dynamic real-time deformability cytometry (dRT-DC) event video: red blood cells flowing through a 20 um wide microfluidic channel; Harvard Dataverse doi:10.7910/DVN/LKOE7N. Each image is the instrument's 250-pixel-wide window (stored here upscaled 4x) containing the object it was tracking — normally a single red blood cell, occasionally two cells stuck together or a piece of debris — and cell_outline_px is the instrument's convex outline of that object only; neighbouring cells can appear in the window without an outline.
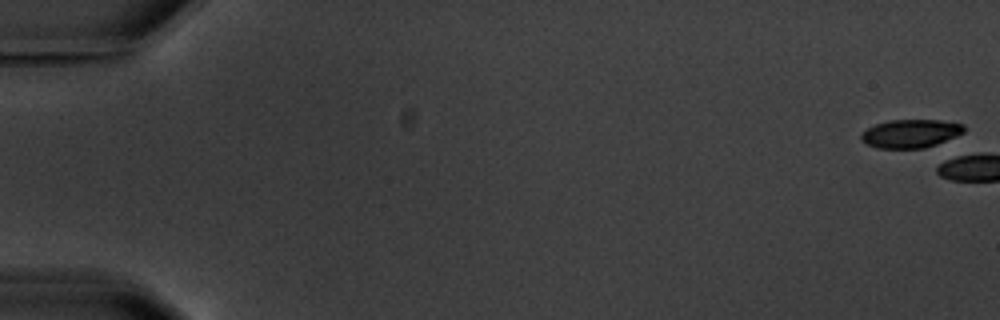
{"species": "common noctule bat (a hibernating species)", "species_latin": "Nyctalus noctula", "temperature_condition": "warm", "stored_images_in_passage": 6, "camera_frame_rate_fps": 3000, "um_per_image_px": 0.085, "animal": {"sex": "male", "body_mass_g": 20.1, "forearm_length_mm": 53.5}, "frame": {"image": 1, "passage_image": 1, "time_ms": 0.0, "image_size_px": [1000, 320], "cell_outline_px": [[964, 132], [956, 136], [936, 144], [924, 148], [876, 148], [860, 140], [860, 132], [876, 124], [892, 120], [940, 120], [964, 124]], "centroid_in_image_um": [77.38, 11.35], "position_along_channel_um": 7.6, "area_um2": 16.94}}